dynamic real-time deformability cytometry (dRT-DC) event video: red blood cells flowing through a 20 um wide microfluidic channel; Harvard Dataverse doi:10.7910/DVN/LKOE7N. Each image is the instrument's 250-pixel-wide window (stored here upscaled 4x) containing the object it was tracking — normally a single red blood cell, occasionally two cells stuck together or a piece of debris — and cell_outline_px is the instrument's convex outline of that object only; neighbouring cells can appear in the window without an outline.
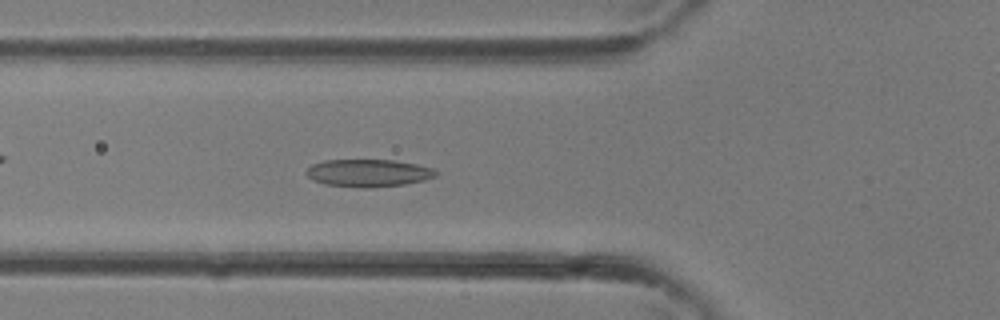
{"species": "common noctule bat (a hibernating species)", "species_latin": "Nyctalus noctula", "temperature_condition": "room temperature", "stored_images_in_passage": 26, "camera_frame_rate_fps": 3000, "um_per_image_px": 0.085, "animal": {"sex": "female"}, "frame": {"image": 1, "passage_image": 2, "time_ms": 0.333, "image_size_px": [1000, 320], "cell_outline_px": [[440, 172], [436, 176], [424, 180], [404, 184], [372, 188], [360, 188], [324, 184], [312, 180], [304, 172], [312, 164], [324, 160], [392, 160], [416, 164], [432, 168]], "centroid_in_image_um": [31.3, 14.71], "position_along_channel_um": 94.5, "area_um2": 20.92}}
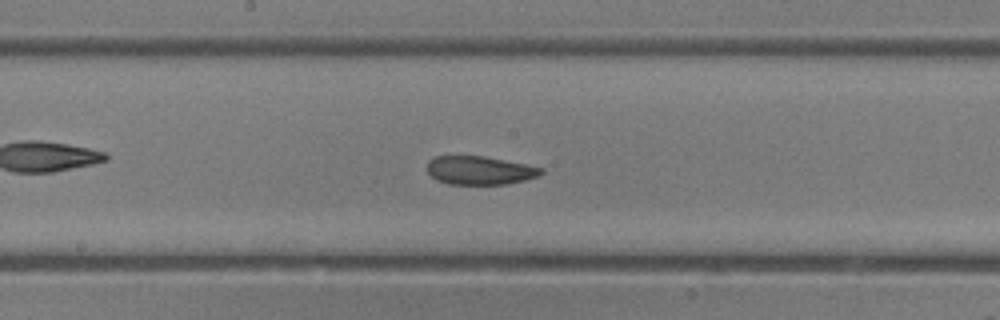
{"frame": {"image": 2, "passage_image": 8, "time_ms": 2.333, "image_size_px": [1000, 320], "cell_outline_px": [[544, 172], [540, 176], [524, 180], [504, 184], [448, 184], [436, 180], [428, 172], [428, 160], [436, 156], [484, 156], [544, 168]], "centroid_in_image_um": [40.78, 14.48], "position_along_channel_um": 207.4, "area_um2": 18.84}}
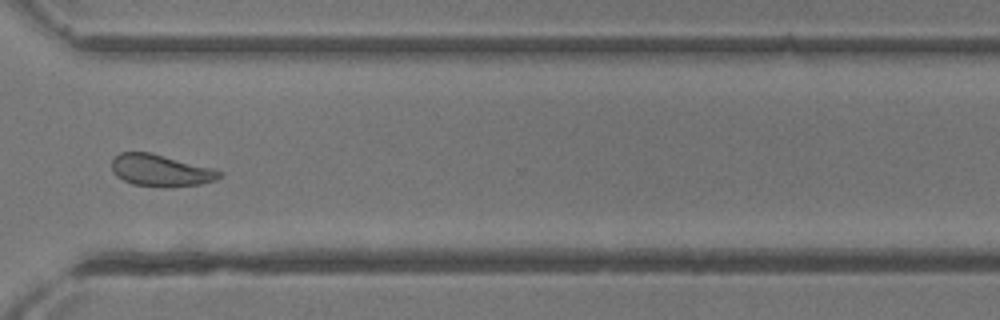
{"frame": {"image": 3, "passage_image": 16, "time_ms": 5.0, "image_size_px": [1000, 320], "cell_outline_px": [[224, 172], [216, 180], [200, 184], [168, 188], [160, 188], [132, 184], [116, 176], [112, 172], [112, 160], [120, 152], [152, 152], [212, 168]], "centroid_in_image_um": [13.65, 14.5], "position_along_channel_um": 356.9, "area_um2": 20.29}}